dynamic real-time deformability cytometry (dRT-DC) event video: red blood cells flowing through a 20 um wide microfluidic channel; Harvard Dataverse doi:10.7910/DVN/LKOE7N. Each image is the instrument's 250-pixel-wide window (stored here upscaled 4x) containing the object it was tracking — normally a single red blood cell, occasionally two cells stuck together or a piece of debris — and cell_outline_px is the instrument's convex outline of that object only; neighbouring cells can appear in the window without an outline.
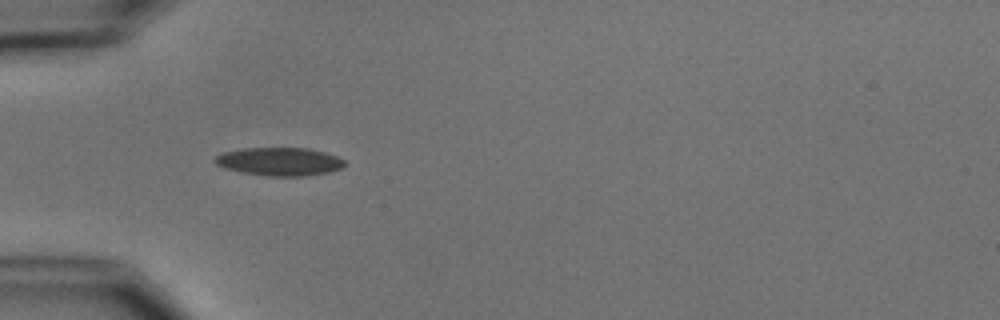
{"species": "common noctule bat (a hibernating species)", "species_latin": "Nyctalus noctula", "temperature_condition": "cold", "stored_images_in_passage": 23, "camera_frame_rate_fps": 3000, "um_per_image_px": 0.085, "animal": {"sex": "male", "body_mass_g": 15.6}, "frame": {"image": 1, "passage_image": 7, "time_ms": 2.0, "image_size_px": [1000, 320], "cell_outline_px": [[344, 168], [328, 172], [308, 176], [268, 176], [240, 172], [224, 168], [216, 164], [212, 160], [220, 152], [244, 148], [308, 148], [324, 152], [336, 156], [344, 160]], "centroid_in_image_um": [23.72, 13.73], "position_along_channel_um": 61.3, "area_um2": 21.5}}